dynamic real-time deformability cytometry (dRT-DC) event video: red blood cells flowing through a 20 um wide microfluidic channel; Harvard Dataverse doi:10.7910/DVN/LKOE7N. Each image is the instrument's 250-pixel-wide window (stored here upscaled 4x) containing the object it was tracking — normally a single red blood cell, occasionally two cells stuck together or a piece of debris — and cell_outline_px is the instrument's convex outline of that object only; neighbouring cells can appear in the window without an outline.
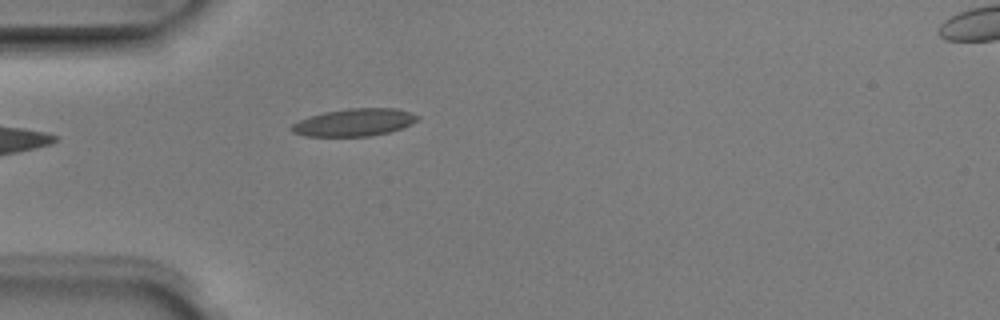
{"species": "Egyptian fruit bat (a non-hibernating species)", "species_latin": "Rousettus aegyptiacus", "temperature_condition": "room temperature", "stored_images_in_passage": 2, "camera_frame_rate_fps": 3000, "um_per_image_px": 0.085, "animal": {"sex": "male"}, "frame": {"image": 1, "passage_image": 1, "time_ms": 0.0, "image_size_px": [1000, 320], "cell_outline_px": [[420, 120], [412, 124], [388, 132], [372, 136], [304, 136], [292, 132], [288, 128], [292, 124], [300, 120], [324, 112], [348, 108], [396, 108], [412, 112], [420, 116]], "centroid_in_image_um": [30.14, 10.4], "position_along_channel_um": 54.9, "area_um2": 20.29}}